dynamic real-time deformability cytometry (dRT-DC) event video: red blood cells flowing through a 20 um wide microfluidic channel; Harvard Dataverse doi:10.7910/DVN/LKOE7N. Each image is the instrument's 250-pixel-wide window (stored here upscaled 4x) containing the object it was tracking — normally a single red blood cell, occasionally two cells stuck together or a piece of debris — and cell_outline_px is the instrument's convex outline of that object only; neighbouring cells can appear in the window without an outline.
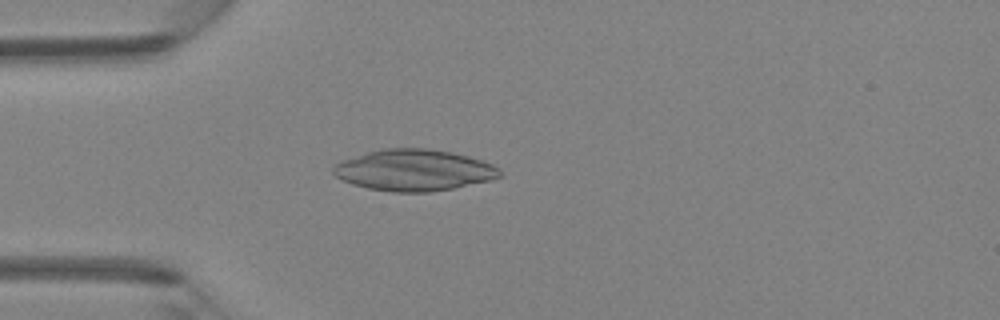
{"species": "Egyptian fruit bat (a non-hibernating species)", "species_latin": "Rousettus aegyptiacus", "temperature_condition": "room temperature", "stored_images_in_passage": 43, "camera_frame_rate_fps": 3000, "um_per_image_px": 0.085, "animal": {"sex": "female"}, "frame": {"image": 1, "passage_image": 11, "time_ms": 3.333, "image_size_px": [1000, 320], "cell_outline_px": [[504, 176], [492, 180], [452, 188], [428, 192], [392, 192], [368, 188], [352, 184], [336, 176], [332, 172], [332, 168], [340, 160], [368, 152], [384, 148], [428, 148], [452, 152], [468, 156], [492, 164], [500, 168]], "centroid_in_image_um": [35.21, 14.46], "position_along_channel_um": 49.8, "area_um2": 40.23}}
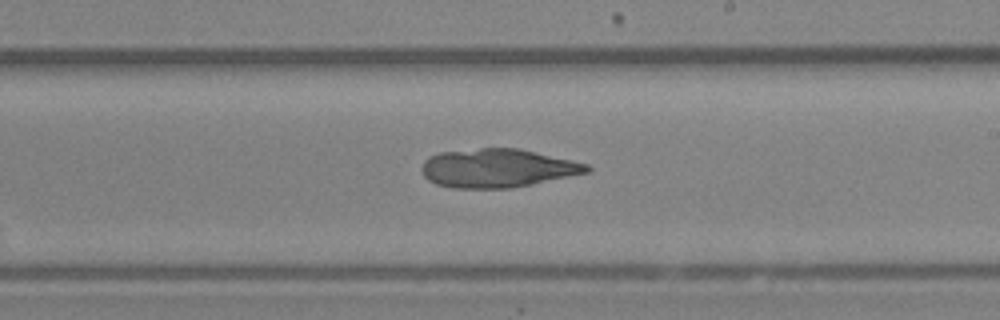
{"frame": {"image": 2, "passage_image": 25, "time_ms": 8.0, "image_size_px": [1000, 320], "cell_outline_px": [[592, 172], [512, 188], [452, 188], [436, 184], [428, 180], [424, 176], [420, 168], [424, 160], [428, 156], [440, 152], [480, 148], [520, 148], [588, 164], [592, 168]], "centroid_in_image_um": [42.29, 14.29], "position_along_channel_um": 246.7, "area_um2": 37.45}}
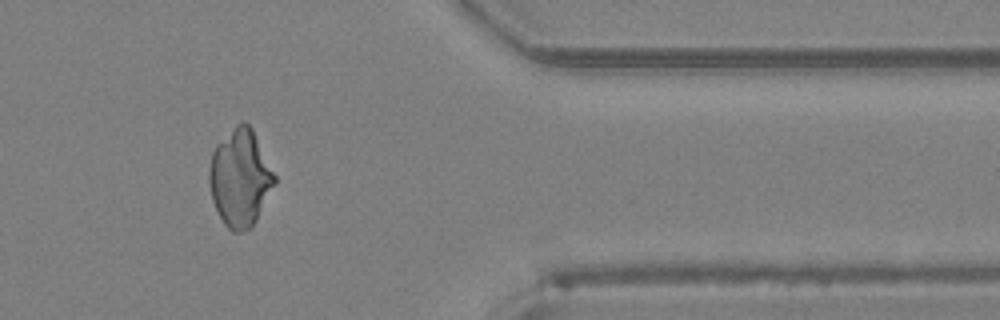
{"frame": {"image": 3, "passage_image": 36, "time_ms": 11.667, "image_size_px": [1000, 320], "cell_outline_px": [[276, 180], [252, 228], [244, 232], [232, 232], [224, 224], [212, 200], [208, 184], [208, 172], [212, 152], [216, 144], [236, 124], [244, 120], [252, 128], [276, 176]], "centroid_in_image_um": [20.38, 15.12], "position_along_channel_um": 391.0, "area_um2": 36.99}}